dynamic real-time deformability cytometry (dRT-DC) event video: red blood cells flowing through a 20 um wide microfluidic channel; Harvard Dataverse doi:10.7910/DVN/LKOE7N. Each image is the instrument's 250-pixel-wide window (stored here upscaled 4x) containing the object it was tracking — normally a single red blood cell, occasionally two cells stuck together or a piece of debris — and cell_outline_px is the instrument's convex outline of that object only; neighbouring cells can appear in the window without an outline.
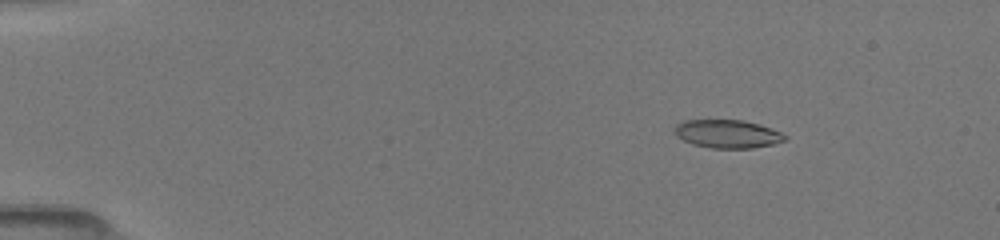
{"species": "common noctule bat (a hibernating species)", "species_latin": "Nyctalus noctula", "temperature_condition": "room temperature", "stored_images_in_passage": 52, "camera_frame_rate_fps": 3000, "um_per_image_px": 0.085, "animal": {"sex": "female", "body_mass_g": 19.5, "forearm_length_mm": 54.1}, "frame": {"image": 1, "passage_image": 8, "time_ms": 2.333, "image_size_px": [1000, 240], "cell_outline_px": [[788, 140], [772, 144], [752, 148], [712, 148], [692, 144], [676, 136], [676, 124], [684, 120], [744, 120], [760, 124], [772, 128], [788, 136]], "centroid_in_image_um": [61.88, 11.38], "position_along_channel_um": 23.1, "area_um2": 18.21}}
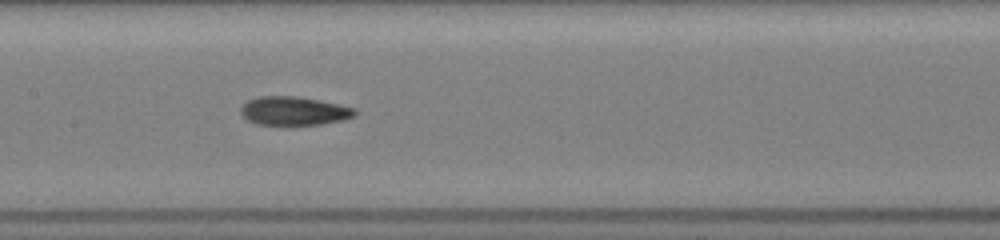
{"frame": {"image": 2, "passage_image": 27, "time_ms": 8.667, "image_size_px": [1000, 240], "cell_outline_px": [[356, 116], [344, 120], [320, 124], [292, 128], [284, 128], [256, 124], [248, 120], [240, 112], [240, 108], [248, 100], [260, 96], [296, 96], [320, 100], [340, 104], [356, 108]], "centroid_in_image_um": [25.0, 9.48], "position_along_channel_um": 182.4, "area_um2": 20.06}}
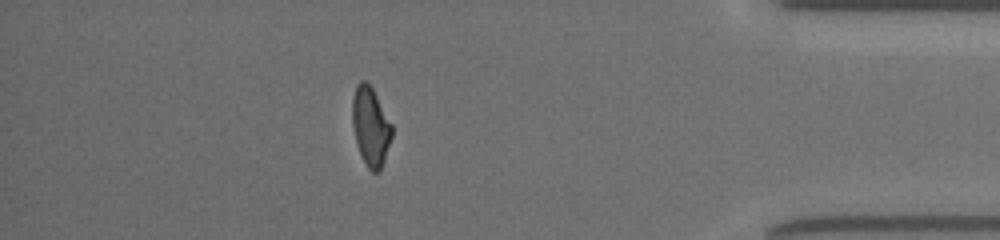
{"frame": {"image": 3, "passage_image": 46, "time_ms": 15.0, "image_size_px": [1000, 240], "cell_outline_px": [[392, 136], [380, 172], [372, 172], [368, 168], [360, 152], [356, 140], [352, 124], [352, 96], [356, 84], [360, 80], [364, 80], [372, 88], [392, 124]], "centroid_in_image_um": [31.5, 10.73], "position_along_channel_um": 403.7, "area_um2": 18.03}, "authors_computed_cell_mechanics": {"area_um2": 18.785, "velocity_mm_per_s": 4.049, "shape_relaxation_time_tau1_ms": 3.8857, "shape_relaxation_time_tau2_ms": 2.4315, "deformation_change_tau1": 0.1614, "deformation_change_tau2": 0.0927}}